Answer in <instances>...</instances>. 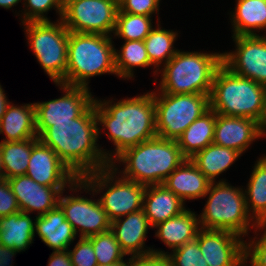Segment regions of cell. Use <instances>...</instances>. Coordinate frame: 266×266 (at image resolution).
Segmentation results:
<instances>
[{"mask_svg":"<svg viewBox=\"0 0 266 266\" xmlns=\"http://www.w3.org/2000/svg\"><path fill=\"white\" fill-rule=\"evenodd\" d=\"M98 138L103 130L115 148L108 152L111 162L124 150L157 136L155 103L152 91L132 98L94 100ZM101 126L102 128L100 129Z\"/></svg>","mask_w":266,"mask_h":266,"instance_id":"cell-1","label":"cell"},{"mask_svg":"<svg viewBox=\"0 0 266 266\" xmlns=\"http://www.w3.org/2000/svg\"><path fill=\"white\" fill-rule=\"evenodd\" d=\"M38 139L55 151L59 159L78 177L110 166L107 149L99 146L93 104L72 122H50Z\"/></svg>","mask_w":266,"mask_h":266,"instance_id":"cell-2","label":"cell"},{"mask_svg":"<svg viewBox=\"0 0 266 266\" xmlns=\"http://www.w3.org/2000/svg\"><path fill=\"white\" fill-rule=\"evenodd\" d=\"M185 159L176 140L156 136L124 150L110 165L122 177L148 186L162 184ZM116 163L124 165L122 171Z\"/></svg>","mask_w":266,"mask_h":266,"instance_id":"cell-3","label":"cell"},{"mask_svg":"<svg viewBox=\"0 0 266 266\" xmlns=\"http://www.w3.org/2000/svg\"><path fill=\"white\" fill-rule=\"evenodd\" d=\"M221 65L220 52L178 50L159 70L162 77L156 90L167 94L210 95L215 73Z\"/></svg>","mask_w":266,"mask_h":266,"instance_id":"cell-4","label":"cell"},{"mask_svg":"<svg viewBox=\"0 0 266 266\" xmlns=\"http://www.w3.org/2000/svg\"><path fill=\"white\" fill-rule=\"evenodd\" d=\"M113 36L91 33H69L67 70L62 84L87 87L91 77L114 74Z\"/></svg>","mask_w":266,"mask_h":266,"instance_id":"cell-5","label":"cell"},{"mask_svg":"<svg viewBox=\"0 0 266 266\" xmlns=\"http://www.w3.org/2000/svg\"><path fill=\"white\" fill-rule=\"evenodd\" d=\"M69 189L73 194L79 191L80 194L83 193L82 191L90 192L88 195L92 193L93 197L101 192L102 195H100L98 200L108 219L112 222L117 218L143 208V196L146 186L126 179L121 175L119 177V174L110 165L78 178ZM104 190L105 192L103 193Z\"/></svg>","mask_w":266,"mask_h":266,"instance_id":"cell-6","label":"cell"},{"mask_svg":"<svg viewBox=\"0 0 266 266\" xmlns=\"http://www.w3.org/2000/svg\"><path fill=\"white\" fill-rule=\"evenodd\" d=\"M266 87L231 72L223 64L215 73L209 95L210 109L216 114L246 117L260 122Z\"/></svg>","mask_w":266,"mask_h":266,"instance_id":"cell-7","label":"cell"},{"mask_svg":"<svg viewBox=\"0 0 266 266\" xmlns=\"http://www.w3.org/2000/svg\"><path fill=\"white\" fill-rule=\"evenodd\" d=\"M205 197H208L206 204L198 215L201 229L228 230L243 238L249 237L251 228H257L247 211L243 187H234L220 179L210 184Z\"/></svg>","mask_w":266,"mask_h":266,"instance_id":"cell-8","label":"cell"},{"mask_svg":"<svg viewBox=\"0 0 266 266\" xmlns=\"http://www.w3.org/2000/svg\"><path fill=\"white\" fill-rule=\"evenodd\" d=\"M27 44L54 84L61 83L67 70V52L70 31L62 20L26 22Z\"/></svg>","mask_w":266,"mask_h":266,"instance_id":"cell-9","label":"cell"},{"mask_svg":"<svg viewBox=\"0 0 266 266\" xmlns=\"http://www.w3.org/2000/svg\"><path fill=\"white\" fill-rule=\"evenodd\" d=\"M156 91H152L156 131L161 138L177 141L197 118L210 109L209 95L167 94Z\"/></svg>","mask_w":266,"mask_h":266,"instance_id":"cell-10","label":"cell"},{"mask_svg":"<svg viewBox=\"0 0 266 266\" xmlns=\"http://www.w3.org/2000/svg\"><path fill=\"white\" fill-rule=\"evenodd\" d=\"M118 0H64L62 21L71 32L113 36Z\"/></svg>","mask_w":266,"mask_h":266,"instance_id":"cell-11","label":"cell"},{"mask_svg":"<svg viewBox=\"0 0 266 266\" xmlns=\"http://www.w3.org/2000/svg\"><path fill=\"white\" fill-rule=\"evenodd\" d=\"M63 96L45 102H35L36 132L39 137L50 122H72L80 117L94 102L90 88L56 83Z\"/></svg>","mask_w":266,"mask_h":266,"instance_id":"cell-12","label":"cell"},{"mask_svg":"<svg viewBox=\"0 0 266 266\" xmlns=\"http://www.w3.org/2000/svg\"><path fill=\"white\" fill-rule=\"evenodd\" d=\"M235 51L222 53L231 72L266 87V35L231 36Z\"/></svg>","mask_w":266,"mask_h":266,"instance_id":"cell-13","label":"cell"},{"mask_svg":"<svg viewBox=\"0 0 266 266\" xmlns=\"http://www.w3.org/2000/svg\"><path fill=\"white\" fill-rule=\"evenodd\" d=\"M60 193L58 205L65 214L66 220L72 225L76 235L90 237L110 230L111 221L98 199L84 195H64Z\"/></svg>","mask_w":266,"mask_h":266,"instance_id":"cell-14","label":"cell"},{"mask_svg":"<svg viewBox=\"0 0 266 266\" xmlns=\"http://www.w3.org/2000/svg\"><path fill=\"white\" fill-rule=\"evenodd\" d=\"M196 240L208 266H245L246 241L241 236L228 230L200 229Z\"/></svg>","mask_w":266,"mask_h":266,"instance_id":"cell-15","label":"cell"},{"mask_svg":"<svg viewBox=\"0 0 266 266\" xmlns=\"http://www.w3.org/2000/svg\"><path fill=\"white\" fill-rule=\"evenodd\" d=\"M26 175L38 184L49 187L69 188L78 179L55 151L38 138H32V153Z\"/></svg>","mask_w":266,"mask_h":266,"instance_id":"cell-16","label":"cell"},{"mask_svg":"<svg viewBox=\"0 0 266 266\" xmlns=\"http://www.w3.org/2000/svg\"><path fill=\"white\" fill-rule=\"evenodd\" d=\"M19 208L24 213L37 212L36 216L46 214L58 205L62 191L67 187H49L35 182L27 175L7 179Z\"/></svg>","mask_w":266,"mask_h":266,"instance_id":"cell-17","label":"cell"},{"mask_svg":"<svg viewBox=\"0 0 266 266\" xmlns=\"http://www.w3.org/2000/svg\"><path fill=\"white\" fill-rule=\"evenodd\" d=\"M259 123L246 117L216 114L213 143L245 153L258 139H261Z\"/></svg>","mask_w":266,"mask_h":266,"instance_id":"cell-18","label":"cell"},{"mask_svg":"<svg viewBox=\"0 0 266 266\" xmlns=\"http://www.w3.org/2000/svg\"><path fill=\"white\" fill-rule=\"evenodd\" d=\"M149 228L152 227L142 208L113 220L110 231L114 234L122 251L130 257H135L153 253V247L145 246Z\"/></svg>","mask_w":266,"mask_h":266,"instance_id":"cell-19","label":"cell"},{"mask_svg":"<svg viewBox=\"0 0 266 266\" xmlns=\"http://www.w3.org/2000/svg\"><path fill=\"white\" fill-rule=\"evenodd\" d=\"M35 217L34 233L46 246L53 249V252L69 249L77 235L59 205L46 214Z\"/></svg>","mask_w":266,"mask_h":266,"instance_id":"cell-20","label":"cell"},{"mask_svg":"<svg viewBox=\"0 0 266 266\" xmlns=\"http://www.w3.org/2000/svg\"><path fill=\"white\" fill-rule=\"evenodd\" d=\"M162 184L185 203L203 199L211 182L190 159H185Z\"/></svg>","mask_w":266,"mask_h":266,"instance_id":"cell-21","label":"cell"},{"mask_svg":"<svg viewBox=\"0 0 266 266\" xmlns=\"http://www.w3.org/2000/svg\"><path fill=\"white\" fill-rule=\"evenodd\" d=\"M185 207V203L163 184L146 186L143 209L152 229L159 223L180 215L187 209Z\"/></svg>","mask_w":266,"mask_h":266,"instance_id":"cell-22","label":"cell"},{"mask_svg":"<svg viewBox=\"0 0 266 266\" xmlns=\"http://www.w3.org/2000/svg\"><path fill=\"white\" fill-rule=\"evenodd\" d=\"M1 142L24 141L38 138L36 132L35 104L8 105L0 122Z\"/></svg>","mask_w":266,"mask_h":266,"instance_id":"cell-23","label":"cell"},{"mask_svg":"<svg viewBox=\"0 0 266 266\" xmlns=\"http://www.w3.org/2000/svg\"><path fill=\"white\" fill-rule=\"evenodd\" d=\"M195 213L188 208L180 215L159 223L153 227L157 229L155 237L172 251L196 239L201 228L198 214Z\"/></svg>","mask_w":266,"mask_h":266,"instance_id":"cell-24","label":"cell"},{"mask_svg":"<svg viewBox=\"0 0 266 266\" xmlns=\"http://www.w3.org/2000/svg\"><path fill=\"white\" fill-rule=\"evenodd\" d=\"M234 12H230L232 36L266 35V0H236Z\"/></svg>","mask_w":266,"mask_h":266,"instance_id":"cell-25","label":"cell"},{"mask_svg":"<svg viewBox=\"0 0 266 266\" xmlns=\"http://www.w3.org/2000/svg\"><path fill=\"white\" fill-rule=\"evenodd\" d=\"M35 219L29 213H17L0 218V244L18 250H27L33 243Z\"/></svg>","mask_w":266,"mask_h":266,"instance_id":"cell-26","label":"cell"},{"mask_svg":"<svg viewBox=\"0 0 266 266\" xmlns=\"http://www.w3.org/2000/svg\"><path fill=\"white\" fill-rule=\"evenodd\" d=\"M216 113L209 109L197 118L177 139L182 155L186 159L213 143Z\"/></svg>","mask_w":266,"mask_h":266,"instance_id":"cell-27","label":"cell"},{"mask_svg":"<svg viewBox=\"0 0 266 266\" xmlns=\"http://www.w3.org/2000/svg\"><path fill=\"white\" fill-rule=\"evenodd\" d=\"M247 188L243 189L249 215L257 223H266V156L256 160Z\"/></svg>","mask_w":266,"mask_h":266,"instance_id":"cell-28","label":"cell"},{"mask_svg":"<svg viewBox=\"0 0 266 266\" xmlns=\"http://www.w3.org/2000/svg\"><path fill=\"white\" fill-rule=\"evenodd\" d=\"M241 156L242 154L236 150L212 143L190 160L212 183L217 182L216 177L228 170Z\"/></svg>","mask_w":266,"mask_h":266,"instance_id":"cell-29","label":"cell"},{"mask_svg":"<svg viewBox=\"0 0 266 266\" xmlns=\"http://www.w3.org/2000/svg\"><path fill=\"white\" fill-rule=\"evenodd\" d=\"M157 20V26L144 39L150 63L154 66L153 70L156 68L153 71L156 76L161 65H165L179 50L174 47L178 32L161 27L159 17Z\"/></svg>","mask_w":266,"mask_h":266,"instance_id":"cell-30","label":"cell"},{"mask_svg":"<svg viewBox=\"0 0 266 266\" xmlns=\"http://www.w3.org/2000/svg\"><path fill=\"white\" fill-rule=\"evenodd\" d=\"M115 69L117 77L123 80L133 79L135 77L133 68L152 66L150 63L144 40H124L120 50H114Z\"/></svg>","mask_w":266,"mask_h":266,"instance_id":"cell-31","label":"cell"},{"mask_svg":"<svg viewBox=\"0 0 266 266\" xmlns=\"http://www.w3.org/2000/svg\"><path fill=\"white\" fill-rule=\"evenodd\" d=\"M5 179L26 175L32 153V138L24 141L0 142Z\"/></svg>","mask_w":266,"mask_h":266,"instance_id":"cell-32","label":"cell"},{"mask_svg":"<svg viewBox=\"0 0 266 266\" xmlns=\"http://www.w3.org/2000/svg\"><path fill=\"white\" fill-rule=\"evenodd\" d=\"M152 20L151 16L118 12L113 35L126 41L144 40L154 28Z\"/></svg>","mask_w":266,"mask_h":266,"instance_id":"cell-33","label":"cell"},{"mask_svg":"<svg viewBox=\"0 0 266 266\" xmlns=\"http://www.w3.org/2000/svg\"><path fill=\"white\" fill-rule=\"evenodd\" d=\"M88 238L91 240L98 264L129 262V260H124L126 254L122 251L118 241L110 230Z\"/></svg>","mask_w":266,"mask_h":266,"instance_id":"cell-34","label":"cell"},{"mask_svg":"<svg viewBox=\"0 0 266 266\" xmlns=\"http://www.w3.org/2000/svg\"><path fill=\"white\" fill-rule=\"evenodd\" d=\"M152 250L154 254L166 255L172 266H208L196 239L186 242L170 253L155 248Z\"/></svg>","mask_w":266,"mask_h":266,"instance_id":"cell-35","label":"cell"},{"mask_svg":"<svg viewBox=\"0 0 266 266\" xmlns=\"http://www.w3.org/2000/svg\"><path fill=\"white\" fill-rule=\"evenodd\" d=\"M64 0H24L22 13L19 14L22 19L21 22H40V21H52L47 18V13L53 8L57 15L58 20L62 19ZM45 14V15H44Z\"/></svg>","mask_w":266,"mask_h":266,"instance_id":"cell-36","label":"cell"},{"mask_svg":"<svg viewBox=\"0 0 266 266\" xmlns=\"http://www.w3.org/2000/svg\"><path fill=\"white\" fill-rule=\"evenodd\" d=\"M254 231L257 235L245 242V266H266V223L258 224ZM258 231H263L262 236L257 237Z\"/></svg>","mask_w":266,"mask_h":266,"instance_id":"cell-37","label":"cell"},{"mask_svg":"<svg viewBox=\"0 0 266 266\" xmlns=\"http://www.w3.org/2000/svg\"><path fill=\"white\" fill-rule=\"evenodd\" d=\"M73 266H97V258L87 237H80L73 250L68 249Z\"/></svg>","mask_w":266,"mask_h":266,"instance_id":"cell-38","label":"cell"},{"mask_svg":"<svg viewBox=\"0 0 266 266\" xmlns=\"http://www.w3.org/2000/svg\"><path fill=\"white\" fill-rule=\"evenodd\" d=\"M161 0H118V12L151 16L159 14Z\"/></svg>","mask_w":266,"mask_h":266,"instance_id":"cell-39","label":"cell"},{"mask_svg":"<svg viewBox=\"0 0 266 266\" xmlns=\"http://www.w3.org/2000/svg\"><path fill=\"white\" fill-rule=\"evenodd\" d=\"M21 211L7 179L0 180V218Z\"/></svg>","mask_w":266,"mask_h":266,"instance_id":"cell-40","label":"cell"},{"mask_svg":"<svg viewBox=\"0 0 266 266\" xmlns=\"http://www.w3.org/2000/svg\"><path fill=\"white\" fill-rule=\"evenodd\" d=\"M129 266H172L166 255L148 254L143 256L130 257Z\"/></svg>","mask_w":266,"mask_h":266,"instance_id":"cell-41","label":"cell"},{"mask_svg":"<svg viewBox=\"0 0 266 266\" xmlns=\"http://www.w3.org/2000/svg\"><path fill=\"white\" fill-rule=\"evenodd\" d=\"M47 266H73L68 250L52 252Z\"/></svg>","mask_w":266,"mask_h":266,"instance_id":"cell-42","label":"cell"},{"mask_svg":"<svg viewBox=\"0 0 266 266\" xmlns=\"http://www.w3.org/2000/svg\"><path fill=\"white\" fill-rule=\"evenodd\" d=\"M17 253L20 252L18 250L0 244V266H13L12 257H15Z\"/></svg>","mask_w":266,"mask_h":266,"instance_id":"cell-43","label":"cell"},{"mask_svg":"<svg viewBox=\"0 0 266 266\" xmlns=\"http://www.w3.org/2000/svg\"><path fill=\"white\" fill-rule=\"evenodd\" d=\"M10 103L11 102L8 101L6 93L4 89L2 88V85L0 84V122Z\"/></svg>","mask_w":266,"mask_h":266,"instance_id":"cell-44","label":"cell"},{"mask_svg":"<svg viewBox=\"0 0 266 266\" xmlns=\"http://www.w3.org/2000/svg\"><path fill=\"white\" fill-rule=\"evenodd\" d=\"M259 127L261 134L263 135V137H265L266 136V94H265L264 112L259 122Z\"/></svg>","mask_w":266,"mask_h":266,"instance_id":"cell-45","label":"cell"},{"mask_svg":"<svg viewBox=\"0 0 266 266\" xmlns=\"http://www.w3.org/2000/svg\"><path fill=\"white\" fill-rule=\"evenodd\" d=\"M21 1H24V0H0V7L4 9H10L16 6Z\"/></svg>","mask_w":266,"mask_h":266,"instance_id":"cell-46","label":"cell"},{"mask_svg":"<svg viewBox=\"0 0 266 266\" xmlns=\"http://www.w3.org/2000/svg\"><path fill=\"white\" fill-rule=\"evenodd\" d=\"M97 266H129V262H117L114 264H97Z\"/></svg>","mask_w":266,"mask_h":266,"instance_id":"cell-47","label":"cell"},{"mask_svg":"<svg viewBox=\"0 0 266 266\" xmlns=\"http://www.w3.org/2000/svg\"><path fill=\"white\" fill-rule=\"evenodd\" d=\"M2 179H5V173H4L2 155H1V151H0V180H2Z\"/></svg>","mask_w":266,"mask_h":266,"instance_id":"cell-48","label":"cell"}]
</instances>
